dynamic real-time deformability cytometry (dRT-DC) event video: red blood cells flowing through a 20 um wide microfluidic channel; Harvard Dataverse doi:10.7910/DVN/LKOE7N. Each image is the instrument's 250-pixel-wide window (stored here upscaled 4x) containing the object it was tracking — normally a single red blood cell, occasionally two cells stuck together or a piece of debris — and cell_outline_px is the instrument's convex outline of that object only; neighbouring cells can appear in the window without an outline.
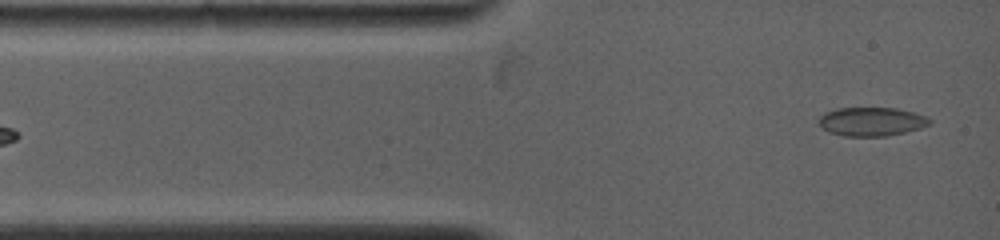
{"species": "common noctule bat (a hibernating species)", "species_latin": "Nyctalus noctula", "temperature_condition": "warm", "stored_images_in_passage": 9, "segment_of_instrument_passage": [2, 2], "camera_frame_rate_fps": 5000, "um_per_image_px": 0.085, "animal": {"sex": "female", "body_mass_g": 19.0, "forearm_length_mm": 53.3}, "frame": {"image": 1, "passage_image": 9, "time_ms": 3.2, "image_size_px": [1000, 240], "cell_outline_px": [[932, 124], [920, 128], [904, 132], [884, 136], [844, 136], [828, 132], [816, 120], [824, 112], [836, 108], [896, 108], [928, 116], [932, 120]], "centroid_in_image_um": [74.08, 10.33], "position_along_channel_um": 10.9, "area_um2": 18.67}}